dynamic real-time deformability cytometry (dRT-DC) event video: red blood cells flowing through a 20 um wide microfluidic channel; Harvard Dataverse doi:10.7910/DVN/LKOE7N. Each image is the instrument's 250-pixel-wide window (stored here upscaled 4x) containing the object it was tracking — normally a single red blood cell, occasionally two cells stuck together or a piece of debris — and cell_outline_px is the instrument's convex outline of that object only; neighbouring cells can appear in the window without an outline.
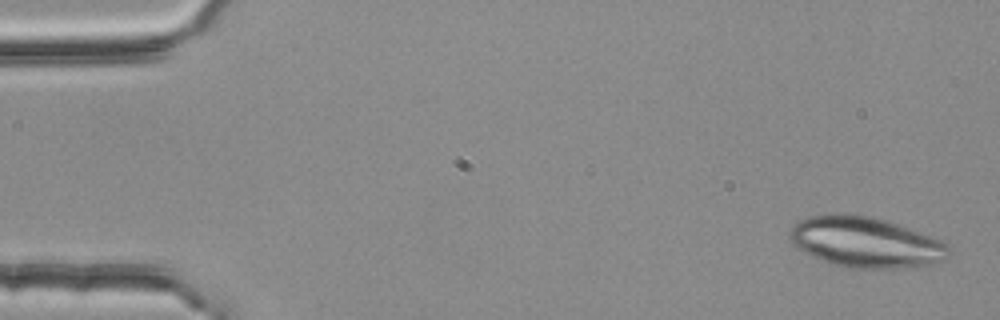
{"species": "common noctule bat (a hibernating species)", "species_latin": "Nyctalus noctula", "temperature_condition": "room temperature", "stored_images_in_passage": 52, "camera_frame_rate_fps": 3000, "um_per_image_px": 0.085, "animal": {"sex": "female", "body_mass_g": 25.1}, "frame": {"image": 1, "passage_image": 1, "time_ms": 0.0, "image_size_px": [1000, 320], "cell_outline_px": [[952, 252], [944, 260], [928, 264], [892, 268], [840, 268], [812, 256], [804, 252], [792, 244], [788, 240], [788, 232], [800, 220], [808, 216], [828, 212], [844, 212], [872, 216], [888, 220], [940, 240], [948, 244]], "centroid_in_image_um": [73.51, 20.56], "position_along_channel_um": 11.5, "area_um2": 47.45}}
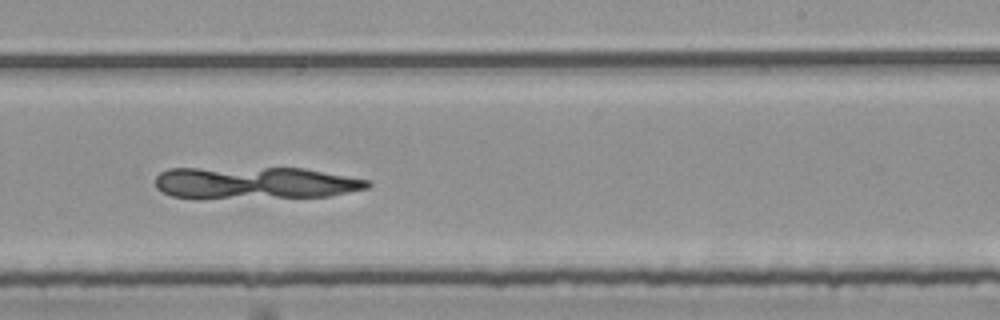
{"frame": {"image": 2, "passage_image": 32, "time_ms": 10.333, "image_size_px": [1000, 320], "cell_outline_px": [[372, 184], [368, 188], [328, 196], [200, 200], [172, 196], [156, 188], [156, 176], [160, 172], [168, 168], [304, 168], [372, 180]], "centroid_in_image_um": [21.65, 15.57], "position_along_channel_um": 267.3, "area_um2": 40.81}}
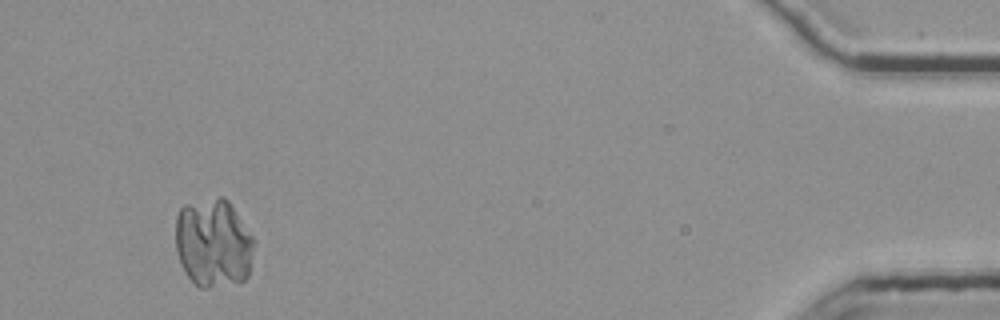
{"frame": {"image": 3, "passage_image": 50, "time_ms": 16.333, "image_size_px": [1000, 320], "cell_outline_px": [[252, 248], [248, 276], [240, 284], [208, 288], [200, 288], [188, 276], [180, 264], [176, 252], [176, 216], [180, 208], [184, 204], [220, 196], [224, 196], [228, 200], [252, 236]], "centroid_in_image_um": [18.1, 20.68], "position_along_channel_um": 417.1, "area_um2": 40.75}}